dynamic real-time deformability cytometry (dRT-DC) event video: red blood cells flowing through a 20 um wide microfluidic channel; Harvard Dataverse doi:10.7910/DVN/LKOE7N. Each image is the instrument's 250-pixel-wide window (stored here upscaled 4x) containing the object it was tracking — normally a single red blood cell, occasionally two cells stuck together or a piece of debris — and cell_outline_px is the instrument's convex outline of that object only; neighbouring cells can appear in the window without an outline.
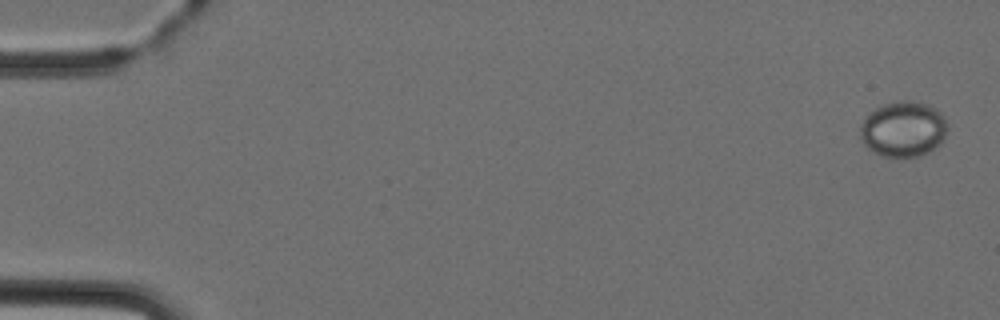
{"species": "Egyptian fruit bat (a non-hibernating species)", "species_latin": "Rousettus aegyptiacus", "temperature_condition": "cold", "stored_images_in_passage": 5, "camera_frame_rate_fps": 3000, "um_per_image_px": 0.085, "animal": {"sex": "female"}, "frame": {"image": 1, "passage_image": 1, "time_ms": 0.0, "image_size_px": [1000, 320], "cell_outline_px": [[948, 128], [940, 144], [928, 152], [920, 156], [880, 156], [872, 152], [860, 140], [860, 124], [876, 108], [884, 104], [900, 100], [908, 100], [928, 104], [936, 108], [944, 116], [948, 124]], "centroid_in_image_um": [76.79, 10.97], "position_along_channel_um": 8.2, "area_um2": 28.32}}
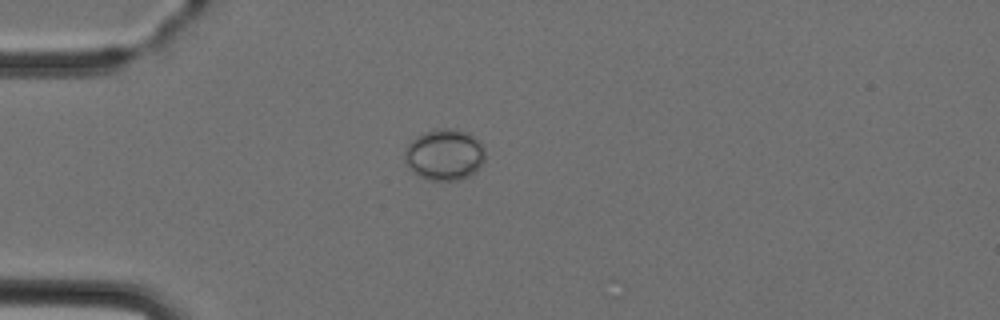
{"frame": {"image": 2, "passage_image": 4, "time_ms": 4.0, "image_size_px": [1000, 320], "cell_outline_px": [[484, 160], [476, 172], [460, 180], [428, 180], [412, 172], [404, 160], [404, 148], [416, 136], [432, 128], [456, 128], [468, 132], [484, 148]], "centroid_in_image_um": [37.75, 13.13], "position_along_channel_um": 47.3, "area_um2": 24.28}}